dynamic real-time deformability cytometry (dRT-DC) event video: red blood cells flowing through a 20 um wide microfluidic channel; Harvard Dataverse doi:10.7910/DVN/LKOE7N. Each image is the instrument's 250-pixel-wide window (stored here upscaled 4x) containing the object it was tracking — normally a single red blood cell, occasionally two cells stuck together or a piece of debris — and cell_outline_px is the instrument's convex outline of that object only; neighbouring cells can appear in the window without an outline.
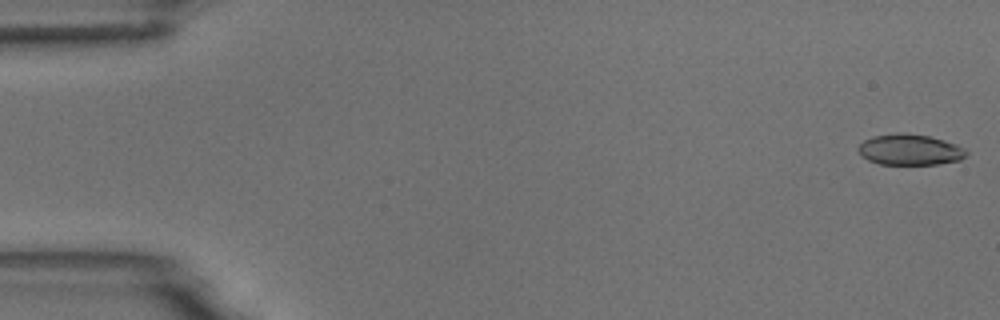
{"species": "common noctule bat (a hibernating species)", "species_latin": "Nyctalus noctula", "temperature_condition": "room temperature", "stored_images_in_passage": 6, "camera_frame_rate_fps": 3000, "um_per_image_px": 0.085, "animal": {"sex": "male", "body_mass_g": 18.8}, "frame": {"image": 1, "passage_image": 1, "time_ms": 0.0, "image_size_px": [1000, 320], "cell_outline_px": [[968, 152], [960, 160], [936, 164], [880, 164], [868, 160], [856, 148], [864, 140], [872, 136], [896, 132], [904, 132], [928, 136], [944, 140], [956, 144], [964, 148]], "centroid_in_image_um": [77.33, 12.71], "position_along_channel_um": 7.7, "area_um2": 19.42}}
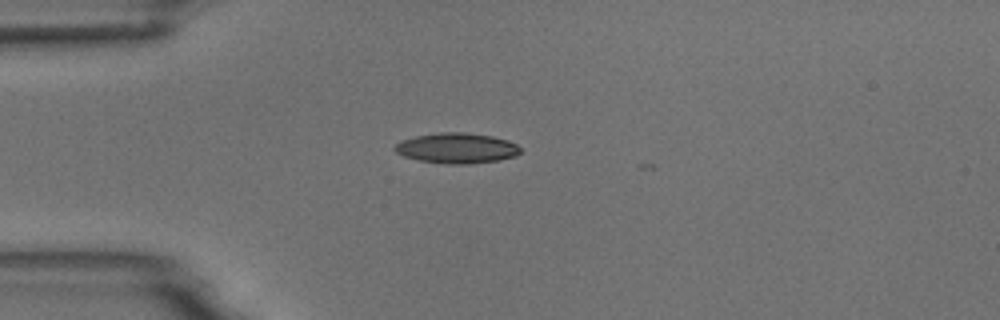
{"frame": {"image": 2, "passage_image": 4, "time_ms": 4.333, "image_size_px": [1000, 320], "cell_outline_px": [[520, 152], [516, 156], [500, 160], [468, 164], [448, 164], [420, 160], [404, 156], [396, 152], [392, 148], [400, 140], [416, 136], [440, 132], [464, 132], [492, 136], [508, 140], [516, 144], [520, 148]], "centroid_in_image_um": [38.82, 12.59], "position_along_channel_um": 46.2, "area_um2": 22.25}}